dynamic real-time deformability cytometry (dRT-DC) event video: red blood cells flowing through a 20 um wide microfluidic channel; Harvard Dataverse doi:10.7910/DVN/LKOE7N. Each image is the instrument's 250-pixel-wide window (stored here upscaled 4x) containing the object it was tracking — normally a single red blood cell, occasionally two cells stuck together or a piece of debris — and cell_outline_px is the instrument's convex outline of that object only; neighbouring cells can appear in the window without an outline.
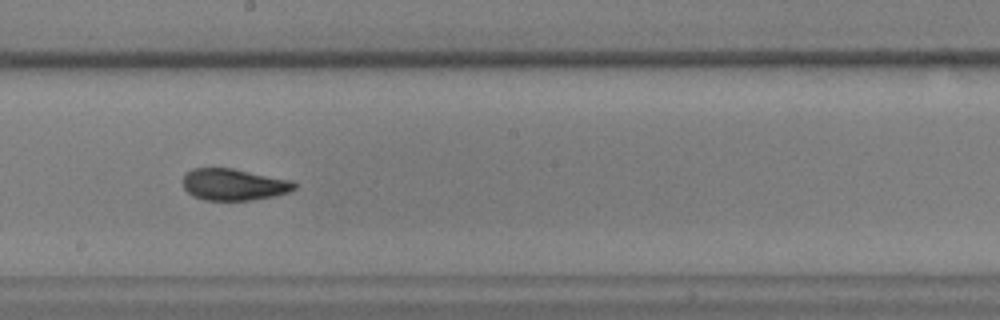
{"species": "common noctule bat (a hibernating species)", "species_latin": "Nyctalus noctula", "temperature_condition": "warm", "stored_images_in_passage": 49, "segment_of_instrument_passage": [1, 2], "camera_frame_rate_fps": 3000, "um_per_image_px": 0.085, "animal": {"sex": "male", "body_mass_g": 17.9, "forearm_length_mm": 54.2}, "frame": {"image": 1, "passage_image": 27, "time_ms": 8.667, "image_size_px": [1000, 320], "cell_outline_px": [[296, 188], [288, 192], [276, 196], [252, 200], [204, 200], [192, 196], [184, 188], [184, 176], [192, 168], [232, 168], [292, 180], [296, 184]], "centroid_in_image_um": [19.89, 15.69], "position_along_channel_um": 228.3, "area_um2": 20.58}}
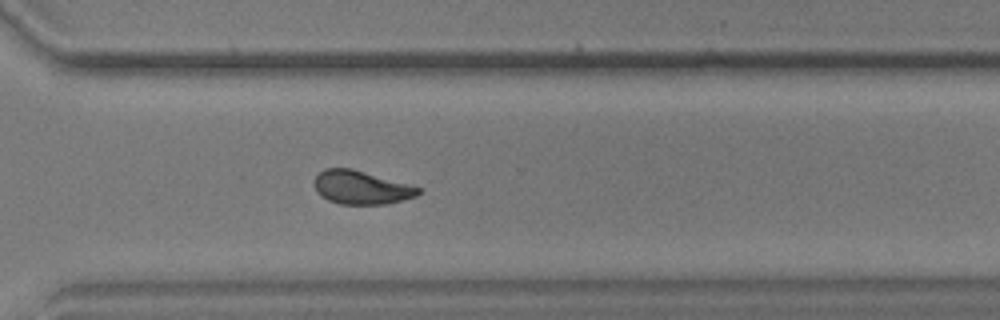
{"frame": {"image": 2, "passage_image": 35, "time_ms": 11.333, "image_size_px": [1000, 320], "cell_outline_px": [[420, 192], [416, 196], [388, 204], [340, 204], [328, 200], [320, 196], [316, 192], [312, 184], [312, 180], [324, 168], [352, 168], [420, 188]], "centroid_in_image_um": [30.62, 15.94], "position_along_channel_um": 340.0, "area_um2": 20.29}}
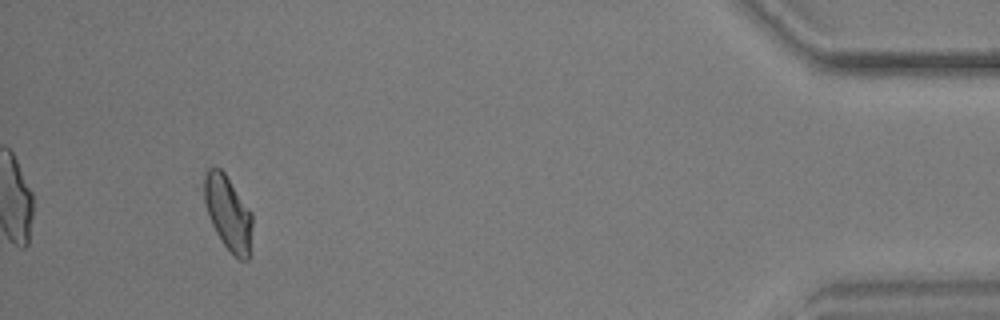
{"frame": {"image": 3, "passage_image": 45, "time_ms": 14.667, "image_size_px": [1000, 320], "cell_outline_px": [[252, 224], [248, 260], [240, 260], [224, 244], [216, 232], [208, 216], [196, 188], [208, 168], [220, 168], [224, 172], [252, 212]], "centroid_in_image_um": [19.27, 17.99], "position_along_channel_um": 415.9, "area_um2": 21.62}}